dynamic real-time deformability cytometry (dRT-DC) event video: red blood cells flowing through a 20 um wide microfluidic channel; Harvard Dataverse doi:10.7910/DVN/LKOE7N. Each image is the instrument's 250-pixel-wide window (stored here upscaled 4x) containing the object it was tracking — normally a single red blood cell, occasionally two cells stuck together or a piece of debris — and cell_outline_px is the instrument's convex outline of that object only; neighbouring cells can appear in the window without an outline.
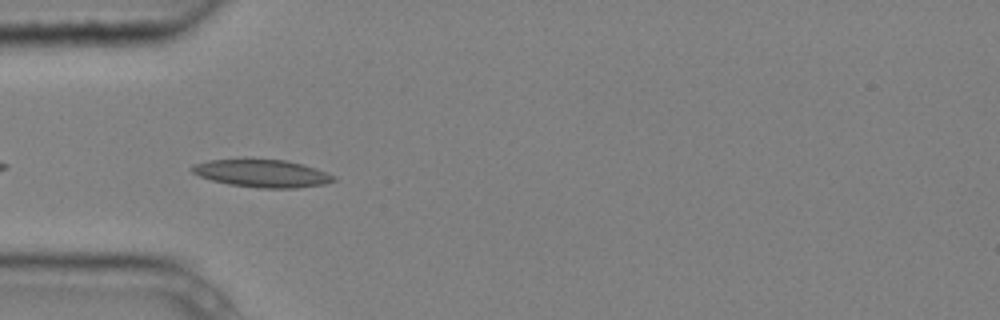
{"species": "common noctule bat (a hibernating species)", "species_latin": "Nyctalus noctula", "temperature_condition": "cold", "stored_images_in_passage": 8, "camera_frame_rate_fps": 3000, "um_per_image_px": 0.085, "animal": {"sex": "male", "body_mass_g": 20.4}, "frame": {"image": 1, "passage_image": 5, "time_ms": 1.333, "image_size_px": [1000, 320], "cell_outline_px": [[336, 180], [324, 184], [296, 188], [260, 188], [228, 184], [212, 180], [200, 176], [192, 172], [188, 168], [192, 164], [208, 160], [244, 156], [288, 160], [316, 168], [336, 176]], "centroid_in_image_um": [22.21, 14.68], "position_along_channel_um": 62.8, "area_um2": 23.87}}
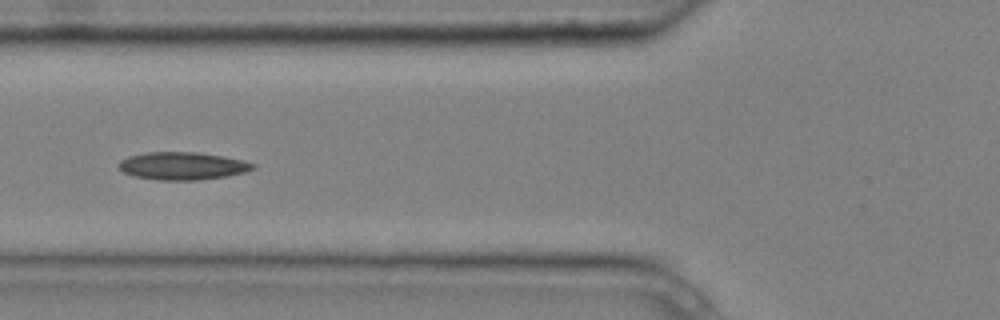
{"frame": {"image": 2, "passage_image": 6, "time_ms": 1.667, "image_size_px": [1000, 320], "cell_outline_px": [[256, 168], [244, 172], [228, 176], [196, 180], [160, 180], [136, 176], [124, 172], [116, 164], [120, 160], [128, 156], [148, 152], [196, 152], [224, 156], [244, 160], [256, 164]], "centroid_in_image_um": [15.54, 14.09], "position_along_channel_um": 110.3, "area_um2": 21.68}}
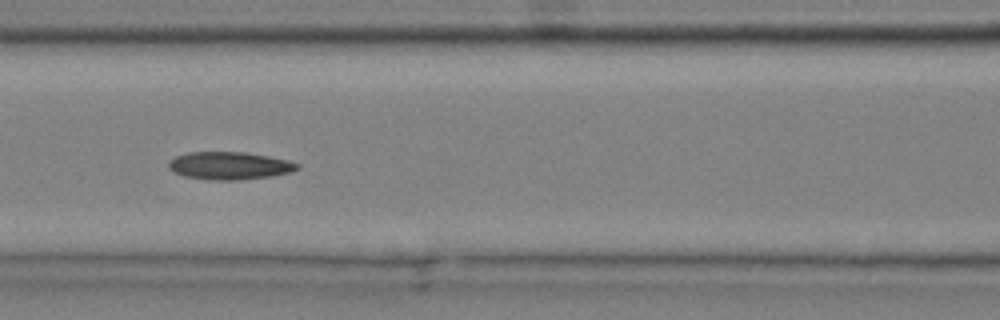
{"frame": {"image": 3, "passage_image": 7, "time_ms": 2.0, "image_size_px": [1000, 320], "cell_outline_px": [[300, 168], [292, 172], [272, 176], [240, 180], [208, 180], [184, 176], [168, 168], [168, 160], [176, 156], [188, 152], [248, 152], [288, 160], [300, 164]], "centroid_in_image_um": [19.52, 14.08], "position_along_channel_um": 147.1, "area_um2": 20.98}}